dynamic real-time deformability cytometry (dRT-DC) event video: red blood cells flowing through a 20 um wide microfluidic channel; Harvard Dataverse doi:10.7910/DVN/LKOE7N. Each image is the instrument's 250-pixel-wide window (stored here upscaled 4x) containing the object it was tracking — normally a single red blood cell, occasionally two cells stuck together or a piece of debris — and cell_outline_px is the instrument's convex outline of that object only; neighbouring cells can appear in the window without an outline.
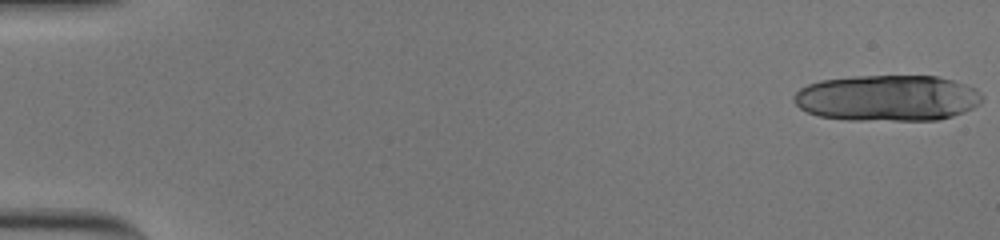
{"species": "human", "species_latin": "Homo sapiens", "temperature_condition": "cold", "stored_images_in_passage": 21, "camera_frame_rate_fps": 3000, "um_per_image_px": 0.085, "donor": {"sex": "male"}, "frame": {"image": 1, "passage_image": 1, "time_ms": 0.0, "image_size_px": [1000, 240], "cell_outline_px": [[984, 96], [972, 108], [952, 116], [940, 120], [852, 120], [820, 116], [808, 112], [800, 108], [792, 100], [796, 92], [800, 88], [808, 84], [820, 80], [856, 76], [936, 76], [952, 80], [976, 88]], "centroid_in_image_um": [75.41, 8.33], "position_along_channel_um": 9.6, "area_um2": 50.52}}